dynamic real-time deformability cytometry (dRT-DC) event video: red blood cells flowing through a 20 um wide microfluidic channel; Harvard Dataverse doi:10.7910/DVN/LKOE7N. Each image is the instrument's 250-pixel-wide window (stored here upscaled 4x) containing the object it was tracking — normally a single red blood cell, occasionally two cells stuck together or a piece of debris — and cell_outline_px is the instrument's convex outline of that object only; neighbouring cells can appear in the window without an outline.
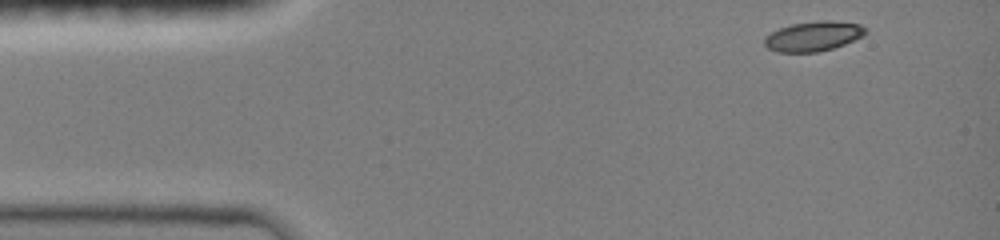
{"species": "common noctule bat (a hibernating species)", "species_latin": "Nyctalus noctula", "temperature_condition": "room temperature", "stored_images_in_passage": 8, "camera_frame_rate_fps": 3000, "um_per_image_px": 0.085, "animal": {"sex": "female", "body_mass_g": 19.0, "forearm_length_mm": 51.5}, "frame": {"image": 1, "passage_image": 1, "time_ms": 0.0, "image_size_px": [1000, 240], "cell_outline_px": [[868, 32], [844, 44], [832, 48], [816, 52], [776, 52], [768, 48], [764, 44], [764, 40], [772, 32], [780, 28], [792, 24], [820, 20], [832, 20], [860, 24], [868, 28]], "centroid_in_image_um": [69.15, 3.07], "position_along_channel_um": 15.8, "area_um2": 17.4}}
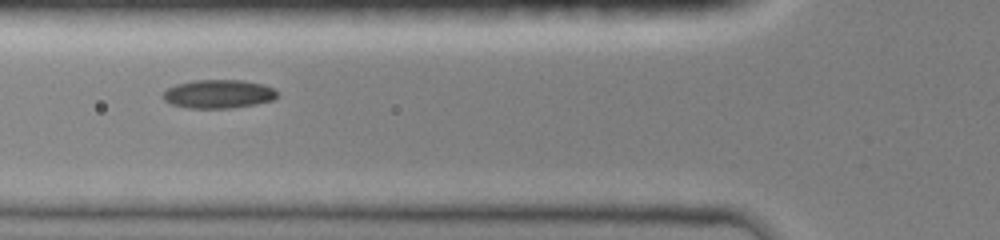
{"frame": {"image": 2, "passage_image": 6, "time_ms": 4.333, "image_size_px": [1000, 240], "cell_outline_px": [[280, 96], [272, 100], [256, 104], [232, 108], [188, 108], [172, 104], [164, 100], [164, 92], [168, 88], [176, 84], [192, 80], [244, 80], [264, 84], [272, 88]], "centroid_in_image_um": [18.59, 7.98], "position_along_channel_um": 107.2, "area_um2": 19.07}}
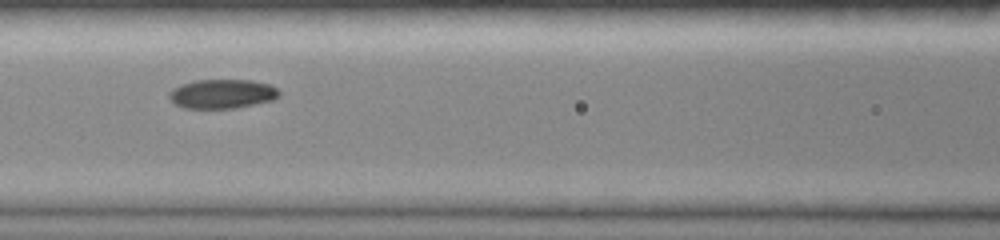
{"frame": {"image": 3, "passage_image": 7, "time_ms": 5.333, "image_size_px": [1000, 240], "cell_outline_px": [[280, 96], [272, 100], [236, 108], [184, 108], [176, 104], [168, 96], [168, 92], [172, 88], [180, 84], [192, 80], [252, 80], [268, 84], [276, 88], [280, 92]], "centroid_in_image_um": [18.86, 7.97], "position_along_channel_um": 147.7, "area_um2": 18.79}}